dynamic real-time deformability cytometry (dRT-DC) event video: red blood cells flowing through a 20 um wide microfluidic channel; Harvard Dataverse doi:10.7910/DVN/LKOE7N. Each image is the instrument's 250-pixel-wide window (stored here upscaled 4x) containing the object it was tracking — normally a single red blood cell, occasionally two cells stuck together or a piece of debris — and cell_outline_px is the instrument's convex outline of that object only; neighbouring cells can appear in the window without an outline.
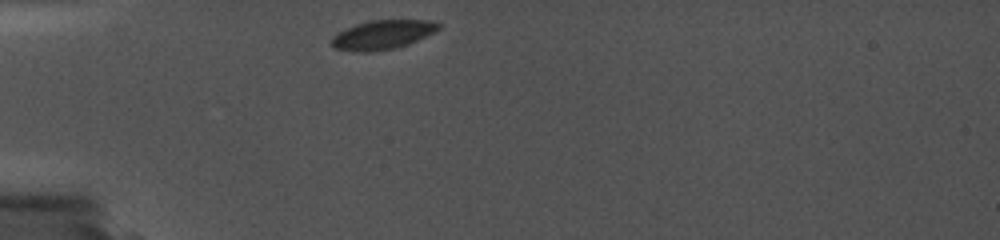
{"species": "common noctule bat (a hibernating species)", "species_latin": "Nyctalus noctula", "temperature_condition": "cold", "stored_images_in_passage": 4, "camera_frame_rate_fps": 5000, "um_per_image_px": 0.085, "animal": {"sex": "female", "body_mass_g": 19.0, "forearm_length_mm": 56.7}, "frame": {"image": 1, "passage_image": 1, "time_ms": 0.0, "image_size_px": [1000, 240], "cell_outline_px": [[440, 28], [436, 32], [408, 44], [392, 48], [368, 52], [356, 52], [332, 48], [332, 36], [344, 28], [356, 24], [372, 20], [432, 20], [440, 24]], "centroid_in_image_um": [32.51, 2.95], "position_along_channel_um": 52.5, "area_um2": 18.21}}
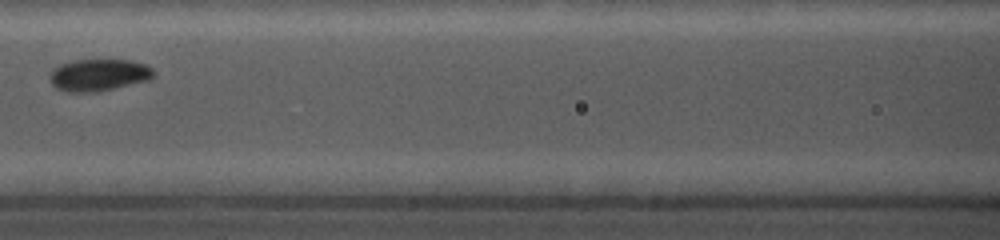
{"frame": {"image": 2, "passage_image": 4, "time_ms": 3.4, "image_size_px": [1000, 240], "cell_outline_px": [[156, 76], [148, 80], [96, 92], [68, 92], [56, 88], [52, 84], [52, 68], [60, 64], [72, 60], [132, 60], [144, 64], [152, 68], [156, 72]], "centroid_in_image_um": [8.42, 6.36], "position_along_channel_um": 158.2, "area_um2": 19.31}}